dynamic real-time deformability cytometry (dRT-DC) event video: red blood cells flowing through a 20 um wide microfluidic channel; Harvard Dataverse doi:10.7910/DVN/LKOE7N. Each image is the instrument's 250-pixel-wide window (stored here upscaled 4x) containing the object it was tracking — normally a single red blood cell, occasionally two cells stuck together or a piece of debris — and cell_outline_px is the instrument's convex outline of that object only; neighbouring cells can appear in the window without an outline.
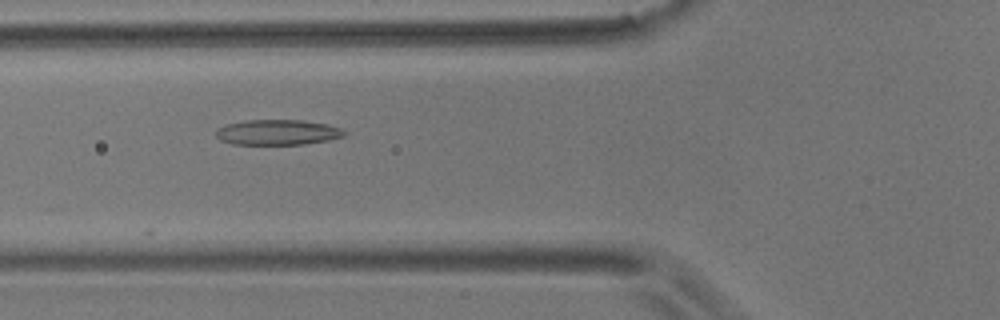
{"species": "common noctule bat (a hibernating species)", "species_latin": "Nyctalus noctula", "temperature_condition": "room temperature", "stored_images_in_passage": 12, "camera_frame_rate_fps": 3000, "um_per_image_px": 0.085, "animal": {"sex": "male", "body_mass_g": 17.9}, "frame": {"image": 1, "passage_image": 6, "time_ms": 1.667, "image_size_px": [1000, 320], "cell_outline_px": [[348, 132], [344, 136], [328, 140], [304, 144], [232, 144], [220, 140], [216, 136], [216, 132], [224, 124], [248, 120], [304, 120], [328, 124], [340, 128]], "centroid_in_image_um": [23.62, 11.24], "position_along_channel_um": 102.2, "area_um2": 18.96}}
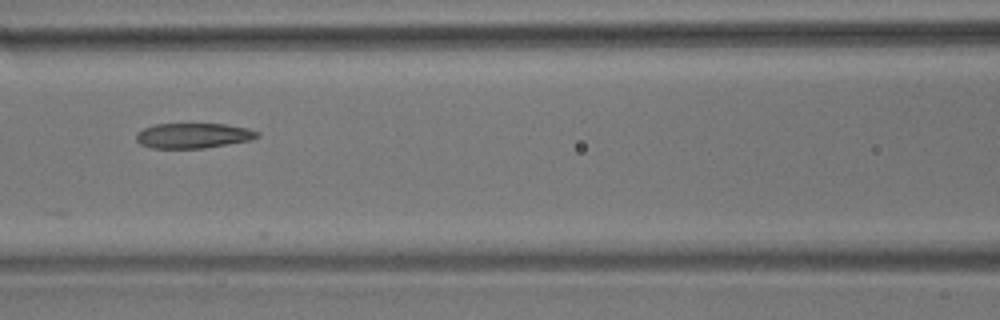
{"frame": {"image": 2, "passage_image": 10, "time_ms": 3.0, "image_size_px": [1000, 320], "cell_outline_px": [[260, 136], [248, 140], [204, 148], [152, 148], [140, 144], [136, 140], [136, 132], [144, 128], [156, 124], [224, 124], [248, 128], [260, 132]], "centroid_in_image_um": [16.4, 11.52], "position_along_channel_um": 150.2, "area_um2": 17.63}}